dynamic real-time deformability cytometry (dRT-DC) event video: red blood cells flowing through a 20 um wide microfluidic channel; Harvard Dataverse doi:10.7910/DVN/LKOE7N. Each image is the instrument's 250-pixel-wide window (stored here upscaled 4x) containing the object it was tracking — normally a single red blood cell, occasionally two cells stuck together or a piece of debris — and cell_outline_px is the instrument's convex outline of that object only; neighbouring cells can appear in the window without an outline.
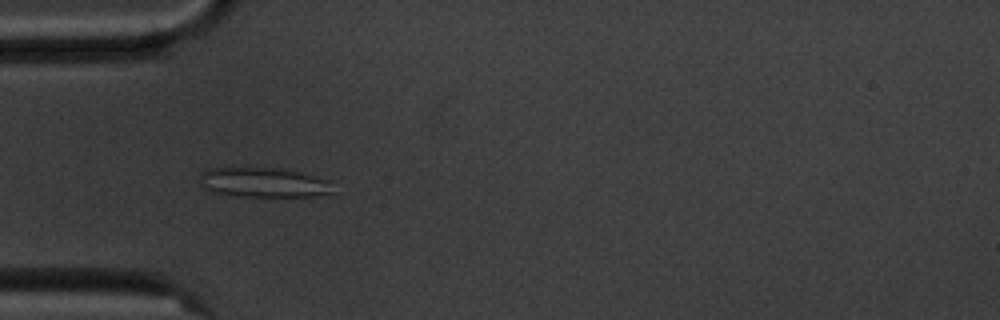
{"species": "common noctule bat (a hibernating species)", "species_latin": "Nyctalus noctula", "temperature_condition": "cold", "stored_images_in_passage": 7, "camera_frame_rate_fps": 3000, "um_per_image_px": 0.085, "animal": {"sex": "male", "body_mass_g": 20.1, "forearm_length_mm": 53.5}, "frame": {"image": 1, "passage_image": 5, "time_ms": 4.667, "image_size_px": [1000, 320], "cell_outline_px": [[332, 192], [312, 196], [232, 196], [212, 192], [204, 188], [196, 180], [200, 172], [208, 168], [244, 164], [248, 164], [280, 168], [328, 180]], "centroid_in_image_um": [22.18, 15.45], "position_along_channel_um": 62.8, "area_um2": 24.04}}
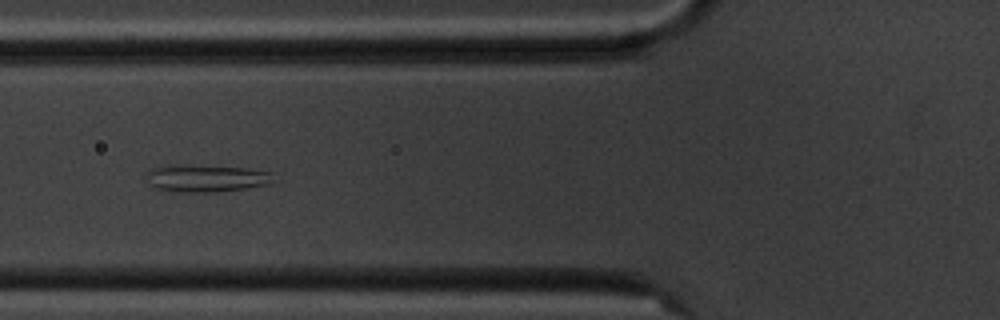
{"frame": {"image": 2, "passage_image": 6, "time_ms": 6.0, "image_size_px": [1000, 320], "cell_outline_px": [[272, 184], [244, 188], [212, 192], [180, 192], [156, 188], [152, 184], [148, 172], [152, 168], [160, 164], [180, 164], [248, 168], [272, 172]], "centroid_in_image_um": [17.54, 15.13], "position_along_channel_um": 108.3, "area_um2": 20.17}}